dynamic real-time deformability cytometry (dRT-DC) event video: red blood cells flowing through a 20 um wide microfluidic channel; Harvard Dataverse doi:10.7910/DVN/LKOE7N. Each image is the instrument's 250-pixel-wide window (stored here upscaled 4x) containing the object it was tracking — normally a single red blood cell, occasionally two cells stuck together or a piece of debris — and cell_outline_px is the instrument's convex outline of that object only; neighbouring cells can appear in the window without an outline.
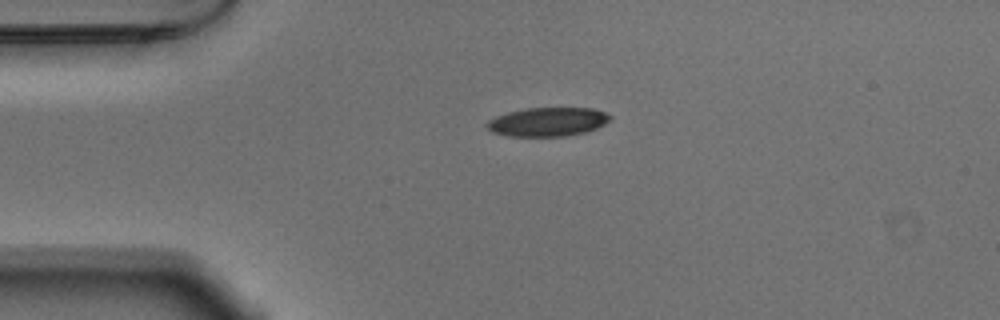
{"species": "Egyptian fruit bat (a non-hibernating species)", "species_latin": "Rousettus aegyptiacus", "temperature_condition": "warm", "stored_images_in_passage": 43, "camera_frame_rate_fps": 3000, "um_per_image_px": 0.085, "animal": {"sex": "male"}, "frame": {"image": 1, "passage_image": 1, "time_ms": 0.0, "image_size_px": [1000, 320], "cell_outline_px": [[612, 116], [604, 124], [596, 128], [584, 132], [564, 136], [508, 136], [492, 132], [484, 124], [488, 120], [496, 116], [508, 112], [528, 108], [592, 108], [604, 112]], "centroid_in_image_um": [46.52, 10.35], "position_along_channel_um": 38.5, "area_um2": 20.58}}
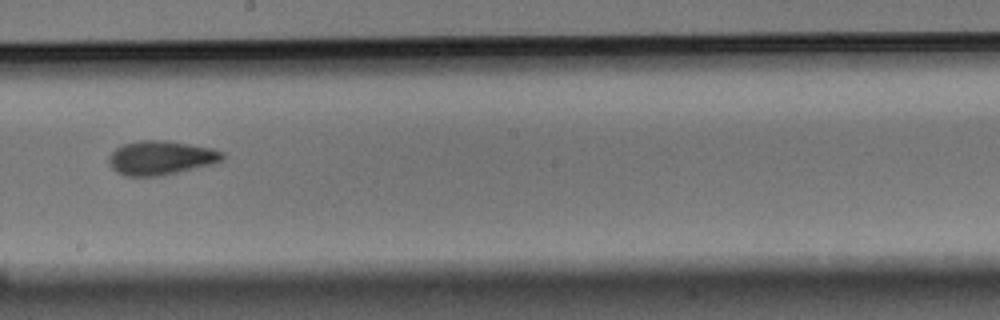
{"frame": {"image": 2, "passage_image": 19, "time_ms": 6.0, "image_size_px": [1000, 320], "cell_outline_px": [[224, 160], [212, 164], [160, 176], [124, 176], [116, 172], [108, 164], [108, 156], [116, 148], [124, 144], [140, 140], [164, 140], [212, 148], [224, 152]], "centroid_in_image_um": [13.65, 13.42], "position_along_channel_um": 234.5, "area_um2": 22.6}}
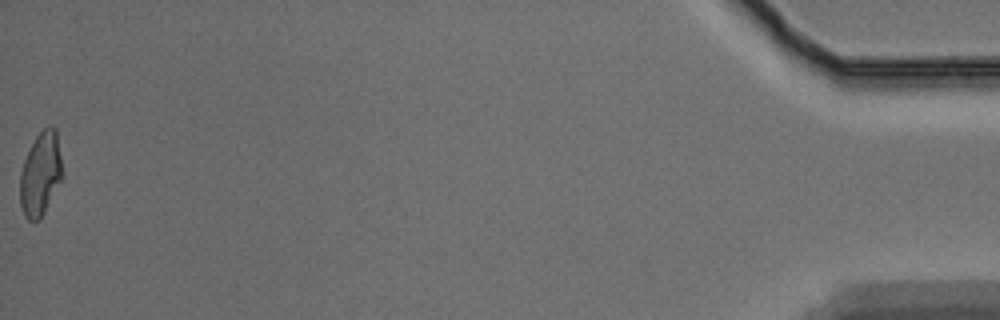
{"frame": {"image": 3, "passage_image": 43, "time_ms": 14.0, "image_size_px": [1000, 320], "cell_outline_px": [[64, 176], [40, 220], [28, 220], [24, 216], [20, 204], [20, 172], [24, 160], [36, 136], [48, 124], [52, 124], [56, 128], [64, 172]], "centroid_in_image_um": [3.47, 14.77], "position_along_channel_um": 431.7, "area_um2": 20.98}, "authors_computed_cell_mechanics": {"area_um2": 21.7328, "velocity_mm_per_s": 3.7216, "shape_relaxation_time_tau1_ms": 7.1329, "shape_relaxation_time_tau2_ms": 3.4707, "deformation_change_tau1": 0.1667, "deformation_change_tau2": 0.0976}}